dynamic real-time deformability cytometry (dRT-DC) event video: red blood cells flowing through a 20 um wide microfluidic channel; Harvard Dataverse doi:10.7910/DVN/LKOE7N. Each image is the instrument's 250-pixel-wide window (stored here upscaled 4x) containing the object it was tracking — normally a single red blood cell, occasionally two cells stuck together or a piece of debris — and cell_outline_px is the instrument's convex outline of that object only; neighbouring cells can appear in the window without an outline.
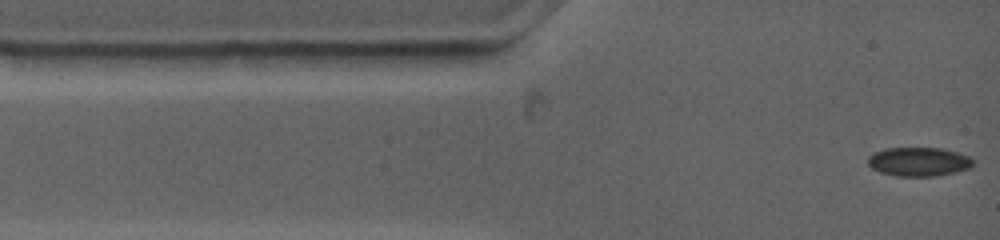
{"species": "common noctule bat (a hibernating species)", "species_latin": "Nyctalus noctula", "temperature_condition": "warm", "stored_images_in_passage": 53, "camera_frame_rate_fps": 4500, "um_per_image_px": 0.085, "animal": {"sex": "female", "body_mass_g": 19.0, "forearm_length_mm": 53.3}, "frame": {"image": 1, "passage_image": 1, "time_ms": 0.0, "image_size_px": [1000, 240], "cell_outline_px": [[972, 164], [968, 168], [956, 172], [932, 176], [896, 176], [880, 172], [872, 168], [868, 164], [868, 156], [876, 152], [888, 148], [940, 148], [956, 152], [968, 156], [972, 160]], "centroid_in_image_um": [78.06, 13.75], "position_along_channel_um": 6.9, "area_um2": 17.46}}
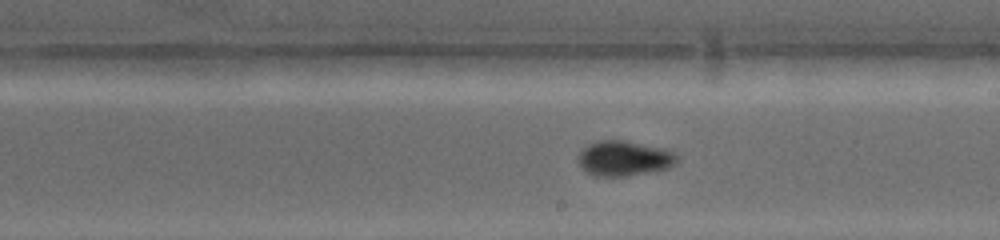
{"frame": {"image": 2, "passage_image": 22, "time_ms": 7.111, "image_size_px": [1000, 240], "cell_outline_px": [[680, 160], [676, 164], [668, 168], [648, 172], [624, 176], [596, 176], [588, 172], [580, 164], [580, 152], [588, 144], [600, 140], [624, 140], [660, 148], [676, 152], [680, 156]], "centroid_in_image_um": [53.12, 13.45], "position_along_channel_um": 235.9, "area_um2": 20.0}}
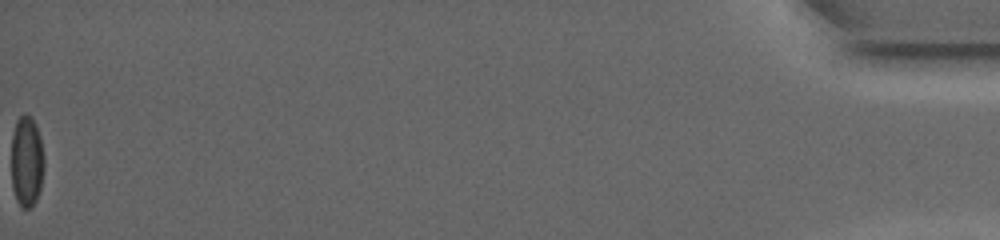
{"frame": {"image": 3, "passage_image": 53, "time_ms": 17.111, "image_size_px": [1000, 240], "cell_outline_px": [[44, 168], [40, 188], [36, 200], [28, 208], [20, 208], [16, 200], [12, 188], [12, 136], [16, 120], [24, 112], [36, 124], [40, 136], [44, 156]], "centroid_in_image_um": [2.27, 13.72], "position_along_channel_um": 432.9, "area_um2": 17.46}, "authors_computed_cell_mechanics": {"area_um2": 17.8602, "velocity_mm_per_s": 3.7934, "shape_relaxation_time_tau1_ms": 2.7271, "shape_relaxation_time_tau2_ms": 1.6889, "deformation_change_tau1": 0.0886, "deformation_change_tau2": 0.0423}}